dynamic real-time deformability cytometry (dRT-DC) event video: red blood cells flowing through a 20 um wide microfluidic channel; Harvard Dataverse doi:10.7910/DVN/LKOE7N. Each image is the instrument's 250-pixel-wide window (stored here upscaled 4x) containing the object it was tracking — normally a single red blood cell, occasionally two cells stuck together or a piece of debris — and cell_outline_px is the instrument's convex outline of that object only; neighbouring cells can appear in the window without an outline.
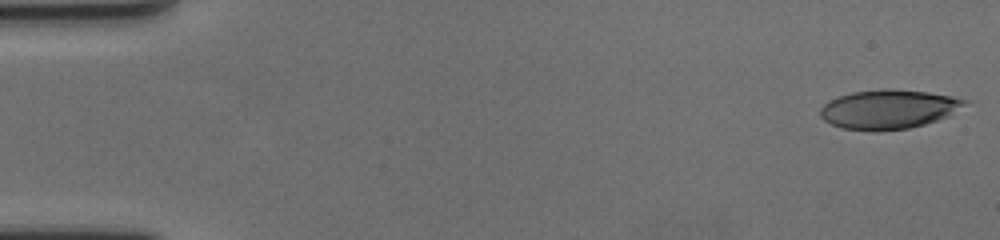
{"species": "human", "species_latin": "Homo sapiens", "temperature_condition": "cold", "stored_images_in_passage": 59, "camera_frame_rate_fps": 3000, "um_per_image_px": 0.085, "donor": {"sex": "female"}, "frame": {"image": 1, "passage_image": 1, "time_ms": 0.0, "image_size_px": [1000, 240], "cell_outline_px": [[968, 100], [964, 104], [948, 116], [924, 124], [908, 128], [876, 132], [872, 132], [844, 128], [832, 124], [824, 120], [820, 116], [820, 108], [828, 100], [852, 92], [884, 88], [892, 88], [928, 92], [952, 96]], "centroid_in_image_um": [75.48, 9.28], "position_along_channel_um": 9.5, "area_um2": 33.0}}
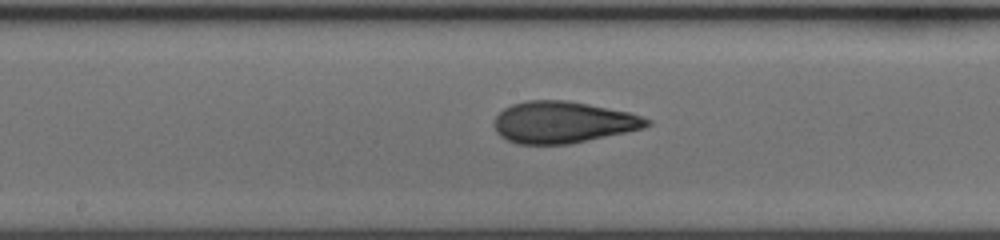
{"frame": {"image": 2, "passage_image": 31, "time_ms": 10.0, "image_size_px": [1000, 240], "cell_outline_px": [[652, 124], [644, 128], [568, 144], [516, 144], [500, 136], [496, 132], [492, 124], [492, 120], [504, 108], [512, 104], [528, 100], [568, 100], [628, 112], [652, 120]], "centroid_in_image_um": [47.81, 10.39], "position_along_channel_um": 200.4, "area_um2": 37.05}}
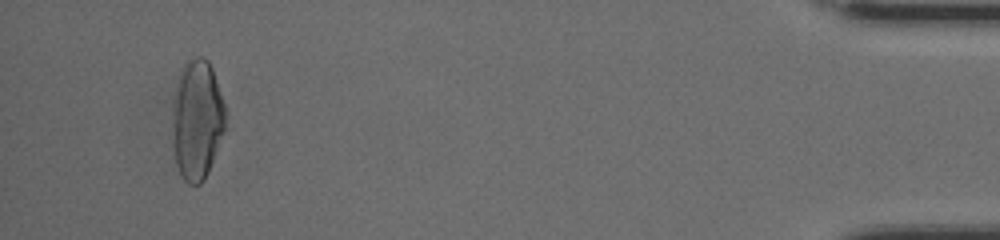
{"frame": {"image": 3, "passage_image": 56, "time_ms": 18.333, "image_size_px": [1000, 240], "cell_outline_px": [[224, 128], [208, 172], [204, 180], [200, 184], [188, 184], [184, 180], [176, 164], [172, 144], [172, 100], [180, 68], [188, 60], [196, 56], [204, 56], [208, 60], [212, 68], [224, 104]], "centroid_in_image_um": [16.7, 10.14], "position_along_channel_um": 418.5, "area_um2": 37.17}, "authors_computed_cell_mechanics": {"area_um2": 36.125, "velocity_mm_per_s": 3.5115, "shape_relaxation_time_tau1_ms": 5.7357, "shape_relaxation_time_tau2_ms": 1.6692, "deformation_change_tau1": 0.2056, "deformation_change_tau2": 0.0904}}